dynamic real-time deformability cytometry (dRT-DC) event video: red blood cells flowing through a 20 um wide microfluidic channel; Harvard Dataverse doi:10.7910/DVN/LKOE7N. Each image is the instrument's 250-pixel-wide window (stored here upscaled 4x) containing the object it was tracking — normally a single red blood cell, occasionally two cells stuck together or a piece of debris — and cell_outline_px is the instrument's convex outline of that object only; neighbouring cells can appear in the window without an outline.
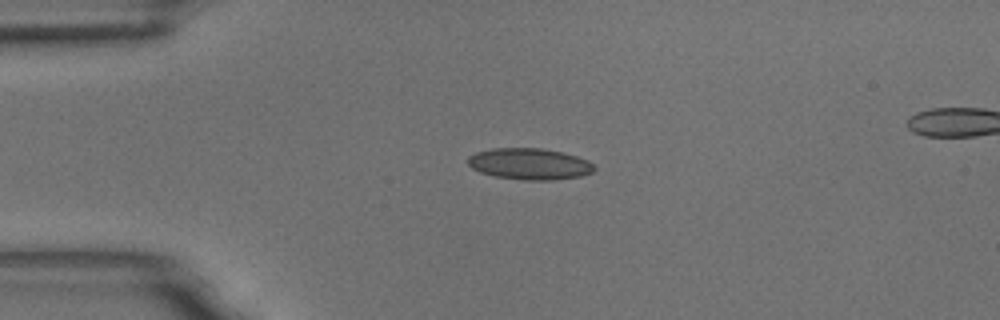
{"species": "common noctule bat (a hibernating species)", "species_latin": "Nyctalus noctula", "temperature_condition": "room temperature", "stored_images_in_passage": 6, "segment_of_instrument_passage": [1, 2], "camera_frame_rate_fps": 3000, "um_per_image_px": 0.085, "animal": {"sex": "male", "body_mass_g": 18.8}, "frame": {"image": 1, "passage_image": 4, "time_ms": 1.0, "image_size_px": [1000, 320], "cell_outline_px": [[596, 168], [592, 172], [580, 176], [552, 180], [524, 180], [496, 176], [480, 172], [472, 168], [468, 164], [468, 156], [476, 152], [492, 148], [544, 148], [564, 152], [588, 160]], "centroid_in_image_um": [45.01, 13.92], "position_along_channel_um": 40.0, "area_um2": 23.12}}